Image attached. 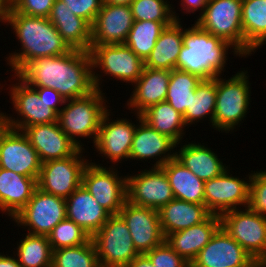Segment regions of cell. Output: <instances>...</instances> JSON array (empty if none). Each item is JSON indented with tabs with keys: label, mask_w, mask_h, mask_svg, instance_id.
Listing matches in <instances>:
<instances>
[{
	"label": "cell",
	"mask_w": 266,
	"mask_h": 267,
	"mask_svg": "<svg viewBox=\"0 0 266 267\" xmlns=\"http://www.w3.org/2000/svg\"><path fill=\"white\" fill-rule=\"evenodd\" d=\"M221 227L235 239L253 259L266 260V216L249 206L220 215Z\"/></svg>",
	"instance_id": "9"
},
{
	"label": "cell",
	"mask_w": 266,
	"mask_h": 267,
	"mask_svg": "<svg viewBox=\"0 0 266 267\" xmlns=\"http://www.w3.org/2000/svg\"><path fill=\"white\" fill-rule=\"evenodd\" d=\"M91 238L100 267H126L139 255L129 228L119 214L111 215Z\"/></svg>",
	"instance_id": "8"
},
{
	"label": "cell",
	"mask_w": 266,
	"mask_h": 267,
	"mask_svg": "<svg viewBox=\"0 0 266 267\" xmlns=\"http://www.w3.org/2000/svg\"><path fill=\"white\" fill-rule=\"evenodd\" d=\"M89 53L96 89L102 90L100 87L102 75L98 74V72L96 73L97 68L105 76L112 75L115 80H121L132 85L142 74L144 61L125 44L91 45Z\"/></svg>",
	"instance_id": "6"
},
{
	"label": "cell",
	"mask_w": 266,
	"mask_h": 267,
	"mask_svg": "<svg viewBox=\"0 0 266 267\" xmlns=\"http://www.w3.org/2000/svg\"><path fill=\"white\" fill-rule=\"evenodd\" d=\"M119 215L126 222L133 245L139 254H146L165 241L158 210L126 201Z\"/></svg>",
	"instance_id": "17"
},
{
	"label": "cell",
	"mask_w": 266,
	"mask_h": 267,
	"mask_svg": "<svg viewBox=\"0 0 266 267\" xmlns=\"http://www.w3.org/2000/svg\"><path fill=\"white\" fill-rule=\"evenodd\" d=\"M111 110L102 117L97 140L93 146L98 154L115 163L129 159L136 124L126 118L110 120Z\"/></svg>",
	"instance_id": "18"
},
{
	"label": "cell",
	"mask_w": 266,
	"mask_h": 267,
	"mask_svg": "<svg viewBox=\"0 0 266 267\" xmlns=\"http://www.w3.org/2000/svg\"><path fill=\"white\" fill-rule=\"evenodd\" d=\"M55 0H12V9L18 13L48 18Z\"/></svg>",
	"instance_id": "43"
},
{
	"label": "cell",
	"mask_w": 266,
	"mask_h": 267,
	"mask_svg": "<svg viewBox=\"0 0 266 267\" xmlns=\"http://www.w3.org/2000/svg\"><path fill=\"white\" fill-rule=\"evenodd\" d=\"M244 267H266V260H264V259H252Z\"/></svg>",
	"instance_id": "51"
},
{
	"label": "cell",
	"mask_w": 266,
	"mask_h": 267,
	"mask_svg": "<svg viewBox=\"0 0 266 267\" xmlns=\"http://www.w3.org/2000/svg\"><path fill=\"white\" fill-rule=\"evenodd\" d=\"M33 88L37 91L39 99L42 102V106L54 110L57 114L60 112L62 107L59 108L60 106L58 105L59 104L64 105L65 100L58 91L49 87H33Z\"/></svg>",
	"instance_id": "45"
},
{
	"label": "cell",
	"mask_w": 266,
	"mask_h": 267,
	"mask_svg": "<svg viewBox=\"0 0 266 267\" xmlns=\"http://www.w3.org/2000/svg\"><path fill=\"white\" fill-rule=\"evenodd\" d=\"M180 3L181 6L183 7L182 9L187 11L185 12L186 14L188 13H194V11H197L198 9L200 10V14L201 15L207 4L210 2V0H181Z\"/></svg>",
	"instance_id": "46"
},
{
	"label": "cell",
	"mask_w": 266,
	"mask_h": 267,
	"mask_svg": "<svg viewBox=\"0 0 266 267\" xmlns=\"http://www.w3.org/2000/svg\"><path fill=\"white\" fill-rule=\"evenodd\" d=\"M201 80L198 75L178 69L171 70L165 101L184 115L186 109L190 108L195 89Z\"/></svg>",
	"instance_id": "36"
},
{
	"label": "cell",
	"mask_w": 266,
	"mask_h": 267,
	"mask_svg": "<svg viewBox=\"0 0 266 267\" xmlns=\"http://www.w3.org/2000/svg\"><path fill=\"white\" fill-rule=\"evenodd\" d=\"M134 0H103V4L128 5L130 6Z\"/></svg>",
	"instance_id": "52"
},
{
	"label": "cell",
	"mask_w": 266,
	"mask_h": 267,
	"mask_svg": "<svg viewBox=\"0 0 266 267\" xmlns=\"http://www.w3.org/2000/svg\"><path fill=\"white\" fill-rule=\"evenodd\" d=\"M170 74L169 70L144 67L141 76L133 84V94L127 100L129 110L136 109L135 114H141L151 105L165 101Z\"/></svg>",
	"instance_id": "24"
},
{
	"label": "cell",
	"mask_w": 266,
	"mask_h": 267,
	"mask_svg": "<svg viewBox=\"0 0 266 267\" xmlns=\"http://www.w3.org/2000/svg\"><path fill=\"white\" fill-rule=\"evenodd\" d=\"M241 18L248 57L266 44V0H243Z\"/></svg>",
	"instance_id": "32"
},
{
	"label": "cell",
	"mask_w": 266,
	"mask_h": 267,
	"mask_svg": "<svg viewBox=\"0 0 266 267\" xmlns=\"http://www.w3.org/2000/svg\"><path fill=\"white\" fill-rule=\"evenodd\" d=\"M65 218V198L36 188L27 205L12 220L18 226L28 227V234L47 236Z\"/></svg>",
	"instance_id": "11"
},
{
	"label": "cell",
	"mask_w": 266,
	"mask_h": 267,
	"mask_svg": "<svg viewBox=\"0 0 266 267\" xmlns=\"http://www.w3.org/2000/svg\"><path fill=\"white\" fill-rule=\"evenodd\" d=\"M146 255L154 267H190V263L178 255L166 241L154 247Z\"/></svg>",
	"instance_id": "42"
},
{
	"label": "cell",
	"mask_w": 266,
	"mask_h": 267,
	"mask_svg": "<svg viewBox=\"0 0 266 267\" xmlns=\"http://www.w3.org/2000/svg\"><path fill=\"white\" fill-rule=\"evenodd\" d=\"M126 267H154L146 254H139Z\"/></svg>",
	"instance_id": "47"
},
{
	"label": "cell",
	"mask_w": 266,
	"mask_h": 267,
	"mask_svg": "<svg viewBox=\"0 0 266 267\" xmlns=\"http://www.w3.org/2000/svg\"><path fill=\"white\" fill-rule=\"evenodd\" d=\"M14 78L19 82L10 86L9 95L11 94V103L20 118L17 115L15 120L12 116L7 115L8 127L23 131L28 126L57 122L58 114L54 110L42 106L37 91L17 75Z\"/></svg>",
	"instance_id": "16"
},
{
	"label": "cell",
	"mask_w": 266,
	"mask_h": 267,
	"mask_svg": "<svg viewBox=\"0 0 266 267\" xmlns=\"http://www.w3.org/2000/svg\"><path fill=\"white\" fill-rule=\"evenodd\" d=\"M103 94L96 89L87 96L65 100V106L58 113L61 130L80 149L84 145L80 143L79 137L93 138V144L97 140L102 117L109 110Z\"/></svg>",
	"instance_id": "4"
},
{
	"label": "cell",
	"mask_w": 266,
	"mask_h": 267,
	"mask_svg": "<svg viewBox=\"0 0 266 267\" xmlns=\"http://www.w3.org/2000/svg\"><path fill=\"white\" fill-rule=\"evenodd\" d=\"M37 151L41 163L74 155L80 148L57 122L28 126L22 131Z\"/></svg>",
	"instance_id": "21"
},
{
	"label": "cell",
	"mask_w": 266,
	"mask_h": 267,
	"mask_svg": "<svg viewBox=\"0 0 266 267\" xmlns=\"http://www.w3.org/2000/svg\"><path fill=\"white\" fill-rule=\"evenodd\" d=\"M161 168L167 175L175 199L205 204V181L199 179L176 158L169 160Z\"/></svg>",
	"instance_id": "31"
},
{
	"label": "cell",
	"mask_w": 266,
	"mask_h": 267,
	"mask_svg": "<svg viewBox=\"0 0 266 267\" xmlns=\"http://www.w3.org/2000/svg\"><path fill=\"white\" fill-rule=\"evenodd\" d=\"M142 120L157 132L169 137L177 145L185 135L186 124L183 115L177 112L167 101L151 105L141 114Z\"/></svg>",
	"instance_id": "33"
},
{
	"label": "cell",
	"mask_w": 266,
	"mask_h": 267,
	"mask_svg": "<svg viewBox=\"0 0 266 267\" xmlns=\"http://www.w3.org/2000/svg\"><path fill=\"white\" fill-rule=\"evenodd\" d=\"M12 9V0H0V22L7 23L10 11Z\"/></svg>",
	"instance_id": "48"
},
{
	"label": "cell",
	"mask_w": 266,
	"mask_h": 267,
	"mask_svg": "<svg viewBox=\"0 0 266 267\" xmlns=\"http://www.w3.org/2000/svg\"><path fill=\"white\" fill-rule=\"evenodd\" d=\"M247 70H240L228 80L216 77V107L214 128L228 133L246 117L249 110L251 89Z\"/></svg>",
	"instance_id": "5"
},
{
	"label": "cell",
	"mask_w": 266,
	"mask_h": 267,
	"mask_svg": "<svg viewBox=\"0 0 266 267\" xmlns=\"http://www.w3.org/2000/svg\"><path fill=\"white\" fill-rule=\"evenodd\" d=\"M181 21L166 26L156 41L151 54L144 61V67L152 69H176L177 59L183 46L184 28Z\"/></svg>",
	"instance_id": "30"
},
{
	"label": "cell",
	"mask_w": 266,
	"mask_h": 267,
	"mask_svg": "<svg viewBox=\"0 0 266 267\" xmlns=\"http://www.w3.org/2000/svg\"><path fill=\"white\" fill-rule=\"evenodd\" d=\"M216 107V78L202 79L195 89L190 108L183 115L186 126L195 124L209 116L214 128V112Z\"/></svg>",
	"instance_id": "34"
},
{
	"label": "cell",
	"mask_w": 266,
	"mask_h": 267,
	"mask_svg": "<svg viewBox=\"0 0 266 267\" xmlns=\"http://www.w3.org/2000/svg\"><path fill=\"white\" fill-rule=\"evenodd\" d=\"M7 23L21 42V51L6 57L11 71L15 72L13 75L30 61L64 55L71 50L48 18L27 16L11 10Z\"/></svg>",
	"instance_id": "2"
},
{
	"label": "cell",
	"mask_w": 266,
	"mask_h": 267,
	"mask_svg": "<svg viewBox=\"0 0 266 267\" xmlns=\"http://www.w3.org/2000/svg\"><path fill=\"white\" fill-rule=\"evenodd\" d=\"M0 267H21L16 255L14 257L8 256V254L0 253Z\"/></svg>",
	"instance_id": "49"
},
{
	"label": "cell",
	"mask_w": 266,
	"mask_h": 267,
	"mask_svg": "<svg viewBox=\"0 0 266 267\" xmlns=\"http://www.w3.org/2000/svg\"><path fill=\"white\" fill-rule=\"evenodd\" d=\"M73 13L91 26L94 24L98 12L102 8L103 0H61Z\"/></svg>",
	"instance_id": "44"
},
{
	"label": "cell",
	"mask_w": 266,
	"mask_h": 267,
	"mask_svg": "<svg viewBox=\"0 0 266 267\" xmlns=\"http://www.w3.org/2000/svg\"><path fill=\"white\" fill-rule=\"evenodd\" d=\"M220 227V215L212 214L203 223L168 234L165 241L178 255L191 264Z\"/></svg>",
	"instance_id": "25"
},
{
	"label": "cell",
	"mask_w": 266,
	"mask_h": 267,
	"mask_svg": "<svg viewBox=\"0 0 266 267\" xmlns=\"http://www.w3.org/2000/svg\"><path fill=\"white\" fill-rule=\"evenodd\" d=\"M248 206L256 213L266 216V170L252 173Z\"/></svg>",
	"instance_id": "41"
},
{
	"label": "cell",
	"mask_w": 266,
	"mask_h": 267,
	"mask_svg": "<svg viewBox=\"0 0 266 267\" xmlns=\"http://www.w3.org/2000/svg\"><path fill=\"white\" fill-rule=\"evenodd\" d=\"M229 48L234 50V55L243 57L228 41L213 36L195 23L184 29L176 69L198 75L201 79L216 78L227 65Z\"/></svg>",
	"instance_id": "3"
},
{
	"label": "cell",
	"mask_w": 266,
	"mask_h": 267,
	"mask_svg": "<svg viewBox=\"0 0 266 267\" xmlns=\"http://www.w3.org/2000/svg\"><path fill=\"white\" fill-rule=\"evenodd\" d=\"M158 213L164 237L203 223L212 215L205 204H196L175 198L161 207Z\"/></svg>",
	"instance_id": "28"
},
{
	"label": "cell",
	"mask_w": 266,
	"mask_h": 267,
	"mask_svg": "<svg viewBox=\"0 0 266 267\" xmlns=\"http://www.w3.org/2000/svg\"><path fill=\"white\" fill-rule=\"evenodd\" d=\"M243 0H210L196 24L213 36L228 41L245 57V40L242 29Z\"/></svg>",
	"instance_id": "7"
},
{
	"label": "cell",
	"mask_w": 266,
	"mask_h": 267,
	"mask_svg": "<svg viewBox=\"0 0 266 267\" xmlns=\"http://www.w3.org/2000/svg\"><path fill=\"white\" fill-rule=\"evenodd\" d=\"M229 172L230 170L227 168L216 178L205 181V206L212 214L221 215L224 212L243 206L245 208L249 205L252 173L248 174V179H246L248 181H246L244 178L232 176Z\"/></svg>",
	"instance_id": "13"
},
{
	"label": "cell",
	"mask_w": 266,
	"mask_h": 267,
	"mask_svg": "<svg viewBox=\"0 0 266 267\" xmlns=\"http://www.w3.org/2000/svg\"><path fill=\"white\" fill-rule=\"evenodd\" d=\"M84 148L74 155L41 164L37 188L43 192L68 198L81 184L84 168L89 163L82 158Z\"/></svg>",
	"instance_id": "12"
},
{
	"label": "cell",
	"mask_w": 266,
	"mask_h": 267,
	"mask_svg": "<svg viewBox=\"0 0 266 267\" xmlns=\"http://www.w3.org/2000/svg\"><path fill=\"white\" fill-rule=\"evenodd\" d=\"M136 117L140 125L137 124L134 132L129 159L138 161L158 159L153 167H162L169 160L175 158L176 151H173L177 144L169 137L150 127L142 120L140 114H136Z\"/></svg>",
	"instance_id": "22"
},
{
	"label": "cell",
	"mask_w": 266,
	"mask_h": 267,
	"mask_svg": "<svg viewBox=\"0 0 266 267\" xmlns=\"http://www.w3.org/2000/svg\"><path fill=\"white\" fill-rule=\"evenodd\" d=\"M252 259L243 247L220 227L190 267H244Z\"/></svg>",
	"instance_id": "19"
},
{
	"label": "cell",
	"mask_w": 266,
	"mask_h": 267,
	"mask_svg": "<svg viewBox=\"0 0 266 267\" xmlns=\"http://www.w3.org/2000/svg\"><path fill=\"white\" fill-rule=\"evenodd\" d=\"M168 0H134L130 7L136 21L174 22L181 21ZM174 11V12H173Z\"/></svg>",
	"instance_id": "39"
},
{
	"label": "cell",
	"mask_w": 266,
	"mask_h": 267,
	"mask_svg": "<svg viewBox=\"0 0 266 267\" xmlns=\"http://www.w3.org/2000/svg\"><path fill=\"white\" fill-rule=\"evenodd\" d=\"M48 19L71 49L89 52L91 25L75 15L63 1L55 0Z\"/></svg>",
	"instance_id": "26"
},
{
	"label": "cell",
	"mask_w": 266,
	"mask_h": 267,
	"mask_svg": "<svg viewBox=\"0 0 266 267\" xmlns=\"http://www.w3.org/2000/svg\"><path fill=\"white\" fill-rule=\"evenodd\" d=\"M175 158L188 170L203 181L219 176L226 167L210 148L201 143H188L183 145L175 154Z\"/></svg>",
	"instance_id": "29"
},
{
	"label": "cell",
	"mask_w": 266,
	"mask_h": 267,
	"mask_svg": "<svg viewBox=\"0 0 266 267\" xmlns=\"http://www.w3.org/2000/svg\"><path fill=\"white\" fill-rule=\"evenodd\" d=\"M37 180L0 168V211L12 219L31 199Z\"/></svg>",
	"instance_id": "27"
},
{
	"label": "cell",
	"mask_w": 266,
	"mask_h": 267,
	"mask_svg": "<svg viewBox=\"0 0 266 267\" xmlns=\"http://www.w3.org/2000/svg\"><path fill=\"white\" fill-rule=\"evenodd\" d=\"M17 259L21 267H51L52 248L45 235L25 234L17 244Z\"/></svg>",
	"instance_id": "37"
},
{
	"label": "cell",
	"mask_w": 266,
	"mask_h": 267,
	"mask_svg": "<svg viewBox=\"0 0 266 267\" xmlns=\"http://www.w3.org/2000/svg\"><path fill=\"white\" fill-rule=\"evenodd\" d=\"M8 128V122H7V115L3 112H0V137L5 132V130Z\"/></svg>",
	"instance_id": "50"
},
{
	"label": "cell",
	"mask_w": 266,
	"mask_h": 267,
	"mask_svg": "<svg viewBox=\"0 0 266 267\" xmlns=\"http://www.w3.org/2000/svg\"><path fill=\"white\" fill-rule=\"evenodd\" d=\"M52 250L83 245L91 237L72 220L65 218L47 235Z\"/></svg>",
	"instance_id": "40"
},
{
	"label": "cell",
	"mask_w": 266,
	"mask_h": 267,
	"mask_svg": "<svg viewBox=\"0 0 266 267\" xmlns=\"http://www.w3.org/2000/svg\"><path fill=\"white\" fill-rule=\"evenodd\" d=\"M66 200V218L92 237L111 214L81 184Z\"/></svg>",
	"instance_id": "23"
},
{
	"label": "cell",
	"mask_w": 266,
	"mask_h": 267,
	"mask_svg": "<svg viewBox=\"0 0 266 267\" xmlns=\"http://www.w3.org/2000/svg\"><path fill=\"white\" fill-rule=\"evenodd\" d=\"M41 164L27 136L8 127L0 137V168L37 180Z\"/></svg>",
	"instance_id": "15"
},
{
	"label": "cell",
	"mask_w": 266,
	"mask_h": 267,
	"mask_svg": "<svg viewBox=\"0 0 266 267\" xmlns=\"http://www.w3.org/2000/svg\"><path fill=\"white\" fill-rule=\"evenodd\" d=\"M127 201L137 206L159 210L174 199L165 171L161 167L127 176Z\"/></svg>",
	"instance_id": "14"
},
{
	"label": "cell",
	"mask_w": 266,
	"mask_h": 267,
	"mask_svg": "<svg viewBox=\"0 0 266 267\" xmlns=\"http://www.w3.org/2000/svg\"><path fill=\"white\" fill-rule=\"evenodd\" d=\"M173 22L136 21L128 33L125 45L143 61L151 54L157 39L166 26Z\"/></svg>",
	"instance_id": "35"
},
{
	"label": "cell",
	"mask_w": 266,
	"mask_h": 267,
	"mask_svg": "<svg viewBox=\"0 0 266 267\" xmlns=\"http://www.w3.org/2000/svg\"><path fill=\"white\" fill-rule=\"evenodd\" d=\"M133 23L130 6L103 4L91 26V45L124 44Z\"/></svg>",
	"instance_id": "20"
},
{
	"label": "cell",
	"mask_w": 266,
	"mask_h": 267,
	"mask_svg": "<svg viewBox=\"0 0 266 267\" xmlns=\"http://www.w3.org/2000/svg\"><path fill=\"white\" fill-rule=\"evenodd\" d=\"M51 267H100L92 238L83 245L53 250Z\"/></svg>",
	"instance_id": "38"
},
{
	"label": "cell",
	"mask_w": 266,
	"mask_h": 267,
	"mask_svg": "<svg viewBox=\"0 0 266 267\" xmlns=\"http://www.w3.org/2000/svg\"><path fill=\"white\" fill-rule=\"evenodd\" d=\"M30 87H49L64 100L84 97L96 90L90 53L71 49L60 56L27 63L17 74Z\"/></svg>",
	"instance_id": "1"
},
{
	"label": "cell",
	"mask_w": 266,
	"mask_h": 267,
	"mask_svg": "<svg viewBox=\"0 0 266 267\" xmlns=\"http://www.w3.org/2000/svg\"><path fill=\"white\" fill-rule=\"evenodd\" d=\"M101 165L95 162L86 165L82 185L111 215H117L127 201V177L119 176L112 166Z\"/></svg>",
	"instance_id": "10"
}]
</instances>
